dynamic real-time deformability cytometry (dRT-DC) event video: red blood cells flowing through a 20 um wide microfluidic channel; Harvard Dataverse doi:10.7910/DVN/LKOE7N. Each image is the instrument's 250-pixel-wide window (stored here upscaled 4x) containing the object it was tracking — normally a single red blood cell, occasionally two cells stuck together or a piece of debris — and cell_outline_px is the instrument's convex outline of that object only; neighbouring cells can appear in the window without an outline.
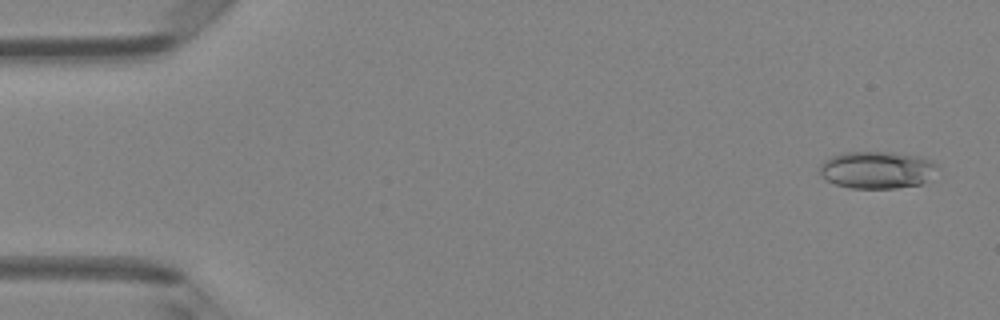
{"species": "Egyptian fruit bat (a non-hibernating species)", "species_latin": "Rousettus aegyptiacus", "temperature_condition": "room temperature", "stored_images_in_passage": 7, "segment_of_instrument_passage": [1, 2], "camera_frame_rate_fps": 3000, "um_per_image_px": 0.085, "animal": {"sex": "female"}, "frame": {"image": 1, "passage_image": 1, "time_ms": 0.0, "image_size_px": [1000, 320], "cell_outline_px": [[940, 168], [924, 184], [896, 188], [848, 188], [836, 184], [820, 176], [816, 172], [820, 164], [824, 160], [832, 156], [844, 152], [892, 152], [920, 156], [932, 160]], "centroid_in_image_um": [74.55, 14.44], "position_along_channel_um": 10.4, "area_um2": 26.07}}
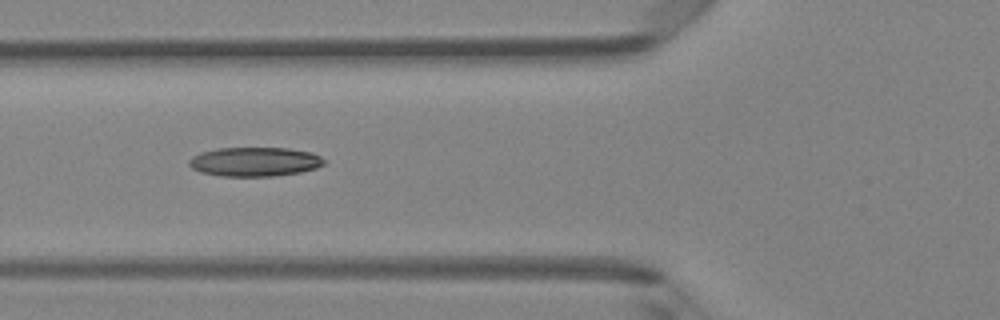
{"frame": {"image": 2, "passage_image": 6, "time_ms": 1.667, "image_size_px": [1000, 320], "cell_outline_px": [[324, 164], [316, 168], [300, 172], [272, 176], [220, 176], [200, 172], [192, 168], [188, 164], [188, 160], [192, 156], [200, 152], [220, 148], [288, 148], [312, 152], [320, 156], [324, 160]], "centroid_in_image_um": [21.63, 13.74], "position_along_channel_um": 104.2, "area_um2": 23.0}}